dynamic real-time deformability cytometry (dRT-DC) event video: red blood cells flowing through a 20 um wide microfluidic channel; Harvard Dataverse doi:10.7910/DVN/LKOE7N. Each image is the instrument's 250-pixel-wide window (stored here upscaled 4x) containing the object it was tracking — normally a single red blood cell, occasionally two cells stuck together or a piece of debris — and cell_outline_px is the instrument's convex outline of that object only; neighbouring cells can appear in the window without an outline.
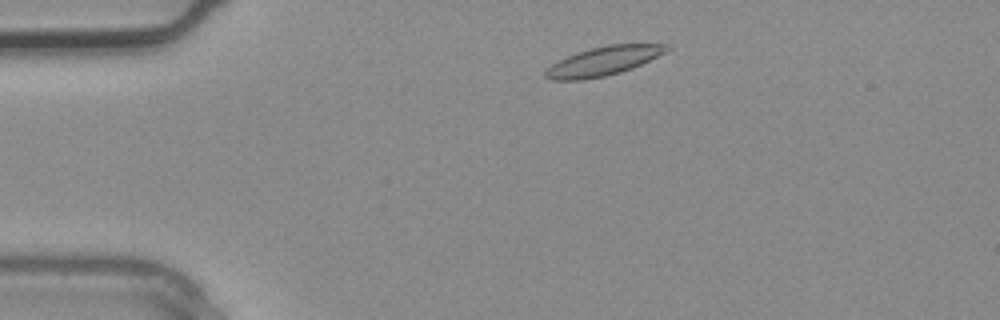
{"species": "common noctule bat (a hibernating species)", "species_latin": "Nyctalus noctula", "temperature_condition": "warm", "stored_images_in_passage": 2, "camera_frame_rate_fps": 3000, "um_per_image_px": 0.085, "animal": {"sex": "male", "body_mass_g": 20.4}, "frame": {"image": 1, "passage_image": 2, "time_ms": 0.333, "image_size_px": [1000, 320], "cell_outline_px": [[672, 48], [632, 68], [620, 72], [604, 76], [584, 80], [552, 80], [544, 76], [544, 72], [552, 64], [568, 56], [592, 48], [608, 44], [668, 44]], "centroid_in_image_um": [51.28, 5.19], "position_along_channel_um": 33.7, "area_um2": 20.06}}